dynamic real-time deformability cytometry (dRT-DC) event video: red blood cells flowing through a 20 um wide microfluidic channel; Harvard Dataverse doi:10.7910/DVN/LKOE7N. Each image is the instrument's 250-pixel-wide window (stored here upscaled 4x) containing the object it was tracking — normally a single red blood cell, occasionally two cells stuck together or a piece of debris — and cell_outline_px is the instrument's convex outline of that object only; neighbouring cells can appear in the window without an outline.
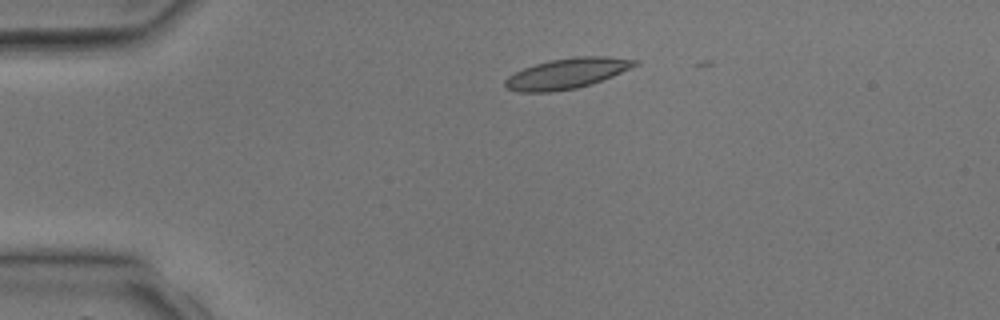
{"species": "common noctule bat (a hibernating species)", "species_latin": "Nyctalus noctula", "temperature_condition": "room temperature", "stored_images_in_passage": 6, "camera_frame_rate_fps": 3000, "um_per_image_px": 0.085, "animal": {"sex": "male", "body_mass_g": 17.9, "forearm_length_mm": 54.2}, "frame": {"image": 1, "passage_image": 5, "time_ms": 2.0, "image_size_px": [1000, 320], "cell_outline_px": [[640, 64], [612, 76], [576, 88], [552, 92], [520, 92], [508, 88], [504, 84], [504, 80], [508, 76], [524, 68], [536, 64], [552, 60], [572, 56], [608, 56], [640, 60]], "centroid_in_image_um": [48.22, 6.23], "position_along_channel_um": 36.8, "area_um2": 22.83}}